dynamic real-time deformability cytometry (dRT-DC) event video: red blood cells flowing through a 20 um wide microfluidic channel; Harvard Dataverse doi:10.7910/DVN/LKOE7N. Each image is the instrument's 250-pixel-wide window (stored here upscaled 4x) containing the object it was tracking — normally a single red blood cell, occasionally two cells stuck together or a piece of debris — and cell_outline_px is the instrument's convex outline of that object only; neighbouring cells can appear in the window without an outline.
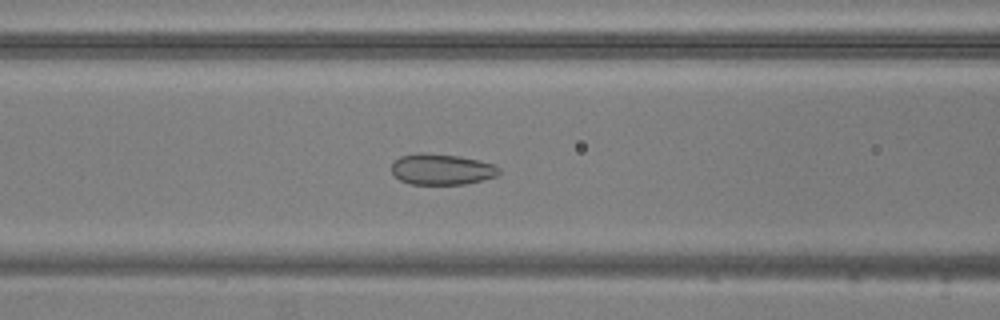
{"species": "common noctule bat (a hibernating species)", "species_latin": "Nyctalus noctula", "temperature_condition": "warm", "stored_images_in_passage": 52, "camera_frame_rate_fps": 3000, "um_per_image_px": 0.085, "animal": {"sex": "male", "body_mass_g": 20.5, "forearm_length_mm": 52.5}, "frame": {"image": 1, "passage_image": 20, "time_ms": 6.333, "image_size_px": [1000, 320], "cell_outline_px": [[500, 172], [496, 176], [464, 184], [412, 184], [400, 180], [392, 172], [392, 164], [400, 156], [420, 152], [424, 152], [456, 156], [480, 160], [496, 164], [500, 168]], "centroid_in_image_um": [37.56, 14.38], "position_along_channel_um": 129.0, "area_um2": 19.31}}
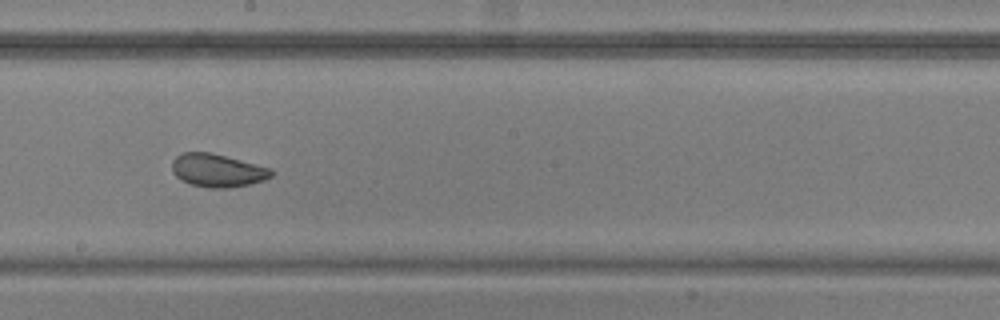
{"frame": {"image": 2, "passage_image": 28, "time_ms": 9.0, "image_size_px": [1000, 320], "cell_outline_px": [[276, 172], [272, 176], [264, 180], [248, 184], [228, 188], [208, 188], [192, 184], [180, 180], [172, 172], [172, 160], [180, 152], [212, 152], [272, 168]], "centroid_in_image_um": [18.49, 14.47], "position_along_channel_um": 229.7, "area_um2": 19.42}}
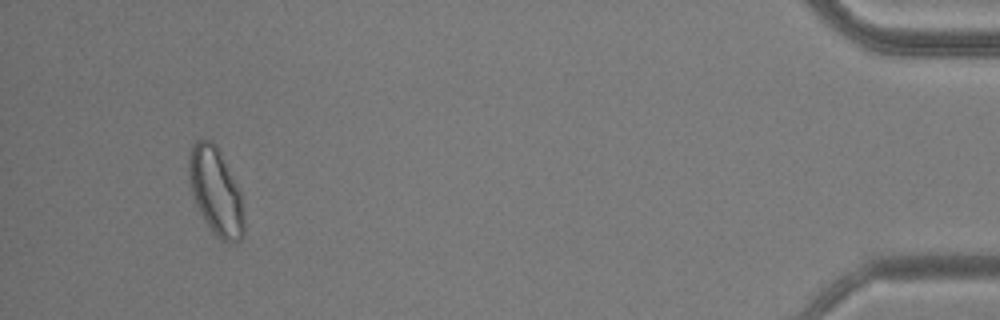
{"frame": {"image": 3, "passage_image": 49, "time_ms": 16.0, "image_size_px": [1000, 320], "cell_outline_px": [[244, 236], [240, 240], [232, 244], [220, 240], [212, 232], [204, 220], [196, 204], [188, 184], [188, 156], [192, 140], [200, 136], [212, 140], [216, 144], [240, 192], [244, 216]], "centroid_in_image_um": [18.3, 16.23], "position_along_channel_um": 416.9, "area_um2": 28.67}, "authors_computed_cell_mechanics": {"area_um2": 22.7732, "velocity_mm_per_s": 3.7687, "shape_relaxation_time_tau1_ms": 5.2538, "shape_relaxation_time_tau2_ms": 1.0391, "deformation_change_tau1": 0.0964, "deformation_change_tau2": 0.0581}}